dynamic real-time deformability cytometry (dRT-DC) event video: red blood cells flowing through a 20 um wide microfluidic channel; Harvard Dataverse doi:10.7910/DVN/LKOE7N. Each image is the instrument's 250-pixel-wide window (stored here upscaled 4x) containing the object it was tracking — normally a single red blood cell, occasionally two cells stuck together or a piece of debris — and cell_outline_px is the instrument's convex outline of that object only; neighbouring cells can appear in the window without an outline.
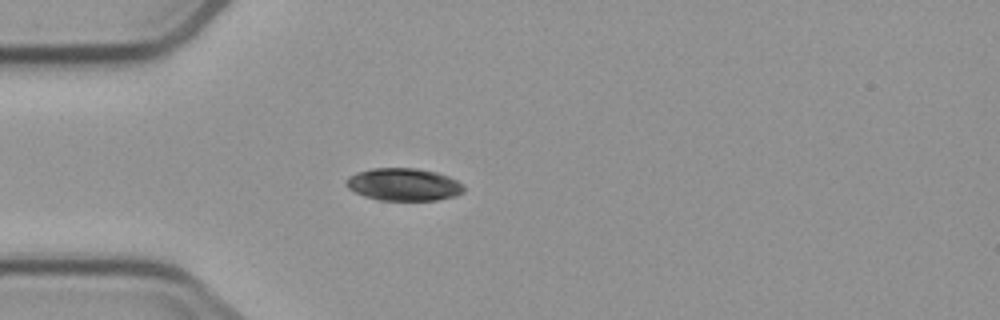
{"species": "common noctule bat (a hibernating species)", "species_latin": "Nyctalus noctula", "temperature_condition": "cold", "stored_images_in_passage": 4, "camera_frame_rate_fps": 3000, "um_per_image_px": 0.085, "animal": {"sex": "male", "body_mass_g": 23.1, "forearm_length_mm": 52.7}, "frame": {"image": 1, "passage_image": 4, "time_ms": 3.333, "image_size_px": [1000, 320], "cell_outline_px": [[464, 192], [456, 196], [436, 200], [376, 200], [364, 196], [348, 188], [344, 184], [344, 180], [348, 176], [356, 172], [372, 168], [416, 168], [436, 172], [448, 176], [464, 184]], "centroid_in_image_um": [34.29, 15.68], "position_along_channel_um": 50.7, "area_um2": 22.54}}